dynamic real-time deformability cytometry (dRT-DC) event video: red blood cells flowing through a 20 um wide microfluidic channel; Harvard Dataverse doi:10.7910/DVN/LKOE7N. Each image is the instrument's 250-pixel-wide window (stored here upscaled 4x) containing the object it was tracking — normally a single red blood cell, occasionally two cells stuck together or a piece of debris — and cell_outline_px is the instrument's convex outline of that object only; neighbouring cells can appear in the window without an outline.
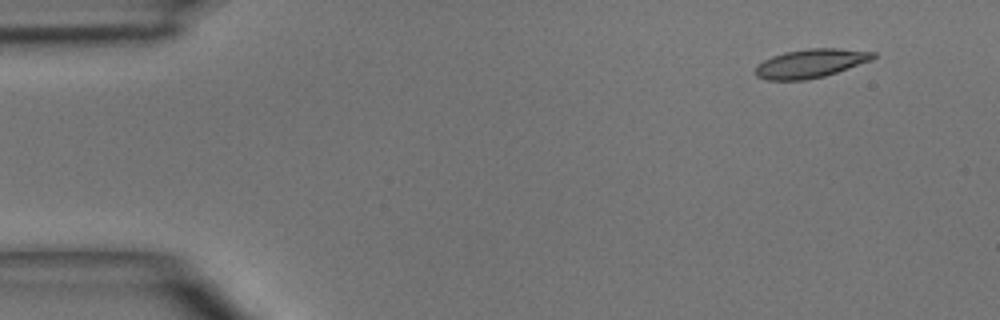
{"species": "common noctule bat (a hibernating species)", "species_latin": "Nyctalus noctula", "temperature_condition": "room temperature", "stored_images_in_passage": 3, "camera_frame_rate_fps": 3000, "um_per_image_px": 0.085, "animal": {"sex": "male", "body_mass_g": 15.6}, "frame": {"image": 1, "passage_image": 1, "time_ms": 0.0, "image_size_px": [1000, 320], "cell_outline_px": [[876, 56], [872, 60], [824, 76], [804, 80], [768, 80], [756, 76], [756, 64], [772, 56], [784, 52], [808, 48], [840, 48], [876, 52]], "centroid_in_image_um": [68.9, 5.38], "position_along_channel_um": 16.1, "area_um2": 19.71}}